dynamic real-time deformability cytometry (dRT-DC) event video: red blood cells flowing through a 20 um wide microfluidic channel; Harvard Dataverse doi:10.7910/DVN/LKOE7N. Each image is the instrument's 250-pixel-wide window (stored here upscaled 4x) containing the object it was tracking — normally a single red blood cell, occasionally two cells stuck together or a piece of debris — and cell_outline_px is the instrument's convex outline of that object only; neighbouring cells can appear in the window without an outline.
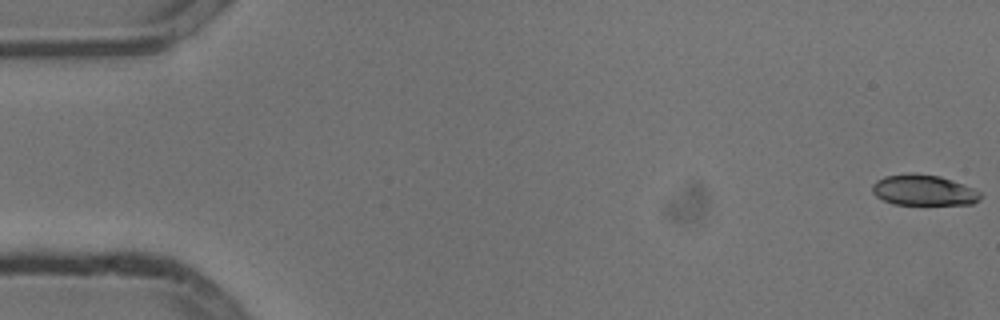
{"species": "common noctule bat (a hibernating species)", "species_latin": "Nyctalus noctula", "temperature_condition": "cold", "stored_images_in_passage": 3, "camera_frame_rate_fps": 3000, "um_per_image_px": 0.085, "animal": {"sex": "male", "body_mass_g": 13.3}, "frame": {"image": 1, "passage_image": 1, "time_ms": 0.0, "image_size_px": [1000, 320], "cell_outline_px": [[980, 200], [972, 204], [892, 204], [876, 196], [872, 192], [872, 184], [876, 180], [884, 176], [908, 172], [912, 172], [940, 176], [952, 180], [972, 188], [980, 192]], "centroid_in_image_um": [78.46, 16.15], "position_along_channel_um": 6.5, "area_um2": 19.42}}